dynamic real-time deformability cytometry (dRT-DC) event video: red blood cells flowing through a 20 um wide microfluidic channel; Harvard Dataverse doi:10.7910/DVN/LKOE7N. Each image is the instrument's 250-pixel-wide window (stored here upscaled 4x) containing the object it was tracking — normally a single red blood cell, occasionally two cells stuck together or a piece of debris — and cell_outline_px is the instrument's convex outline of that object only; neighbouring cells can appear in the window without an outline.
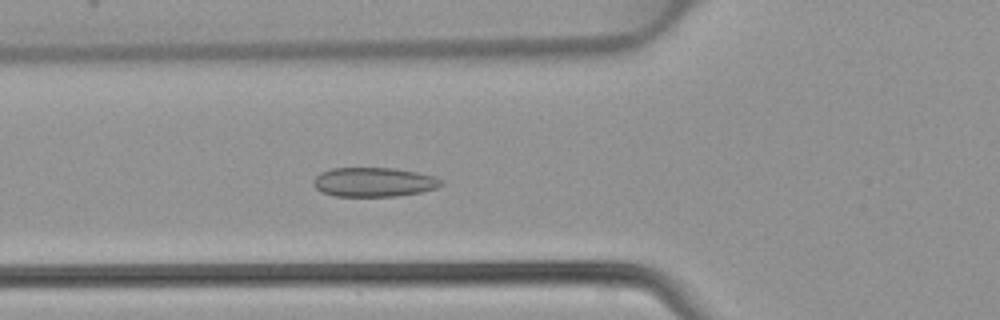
{"species": "common noctule bat (a hibernating species)", "species_latin": "Nyctalus noctula", "temperature_condition": "warm", "stored_images_in_passage": 47, "camera_frame_rate_fps": 3000, "um_per_image_px": 0.085, "animal": {"sex": "female", "body_mass_g": 22.7, "forearm_length_mm": 54.2}, "frame": {"image": 1, "passage_image": 17, "time_ms": 5.333, "image_size_px": [1000, 320], "cell_outline_px": [[444, 184], [436, 188], [420, 192], [396, 196], [336, 196], [320, 192], [312, 184], [312, 180], [320, 172], [332, 168], [392, 168], [416, 172], [436, 176], [444, 180]], "centroid_in_image_um": [31.77, 15.47], "position_along_channel_um": 94.0, "area_um2": 21.96}}
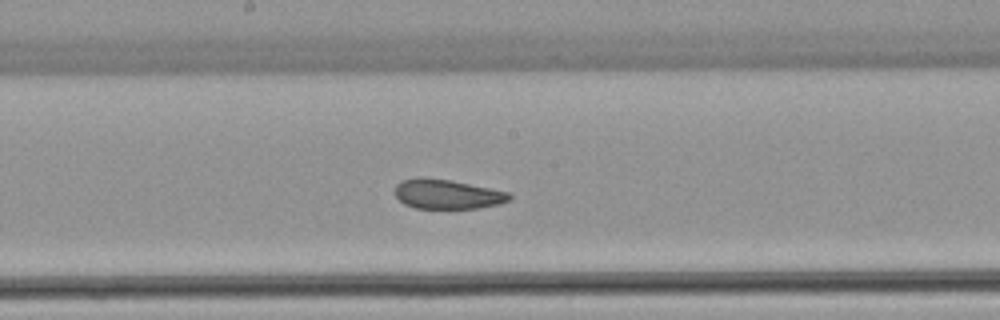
{"frame": {"image": 2, "passage_image": 25, "time_ms": 8.0, "image_size_px": [1000, 320], "cell_outline_px": [[512, 200], [500, 204], [476, 208], [416, 208], [404, 204], [396, 196], [396, 184], [400, 180], [420, 176], [452, 180], [508, 192], [512, 196]], "centroid_in_image_um": [38.01, 16.49], "position_along_channel_um": 210.2, "area_um2": 19.83}}
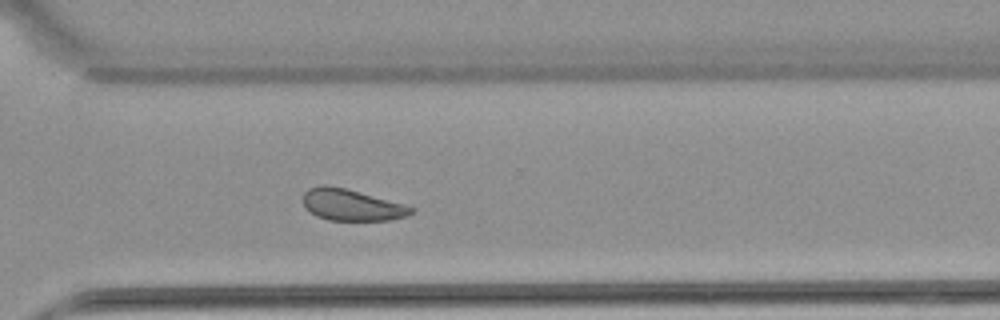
{"frame": {"image": 3, "passage_image": 34, "time_ms": 11.0, "image_size_px": [1000, 320], "cell_outline_px": [[416, 208], [408, 216], [388, 220], [328, 220], [316, 216], [304, 208], [304, 192], [308, 188], [320, 184], [328, 184], [344, 188], [404, 204]], "centroid_in_image_um": [29.85, 17.41], "position_along_channel_um": 340.7, "area_um2": 19.83}}